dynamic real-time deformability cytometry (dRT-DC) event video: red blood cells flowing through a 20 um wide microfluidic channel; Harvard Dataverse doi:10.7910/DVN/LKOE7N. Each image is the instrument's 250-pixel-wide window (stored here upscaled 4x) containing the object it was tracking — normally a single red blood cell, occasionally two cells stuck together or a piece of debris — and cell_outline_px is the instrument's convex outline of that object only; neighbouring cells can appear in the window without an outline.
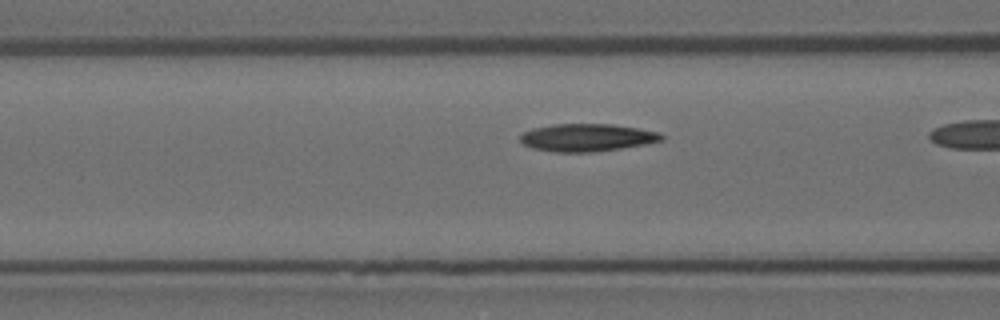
{"species": "Egyptian fruit bat (a non-hibernating species)", "species_latin": "Rousettus aegyptiacus", "temperature_condition": "room temperature", "stored_images_in_passage": 26, "camera_frame_rate_fps": 3000, "um_per_image_px": 0.085, "animal": {"sex": "female"}, "frame": {"image": 1, "passage_image": 18, "time_ms": 5.667, "image_size_px": [1000, 320], "cell_outline_px": [[664, 140], [648, 144], [592, 152], [556, 152], [532, 148], [524, 144], [520, 140], [520, 136], [524, 132], [532, 128], [552, 124], [612, 124], [660, 132], [664, 136]], "centroid_in_image_um": [49.91, 11.69], "position_along_channel_um": 116.7, "area_um2": 22.77}}
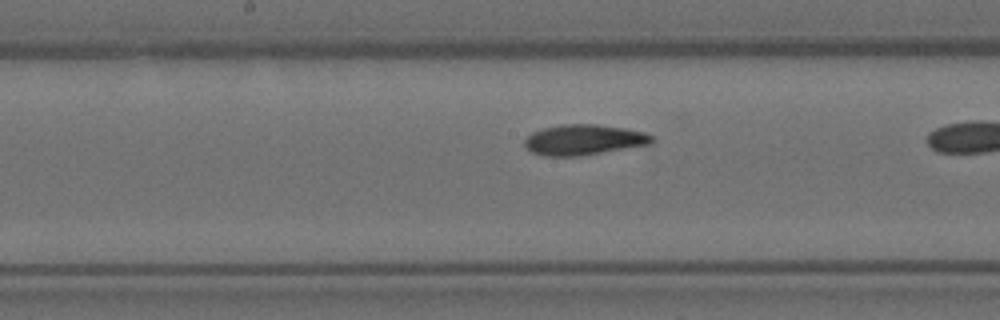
{"frame": {"image": 2, "passage_image": 25, "time_ms": 8.0, "image_size_px": [1000, 320], "cell_outline_px": [[656, 140], [652, 144], [580, 156], [544, 156], [532, 152], [524, 148], [524, 140], [532, 132], [540, 128], [560, 124], [596, 124], [624, 128], [644, 132], [652, 136]], "centroid_in_image_um": [49.6, 11.88], "position_along_channel_um": 198.6, "area_um2": 22.89}}